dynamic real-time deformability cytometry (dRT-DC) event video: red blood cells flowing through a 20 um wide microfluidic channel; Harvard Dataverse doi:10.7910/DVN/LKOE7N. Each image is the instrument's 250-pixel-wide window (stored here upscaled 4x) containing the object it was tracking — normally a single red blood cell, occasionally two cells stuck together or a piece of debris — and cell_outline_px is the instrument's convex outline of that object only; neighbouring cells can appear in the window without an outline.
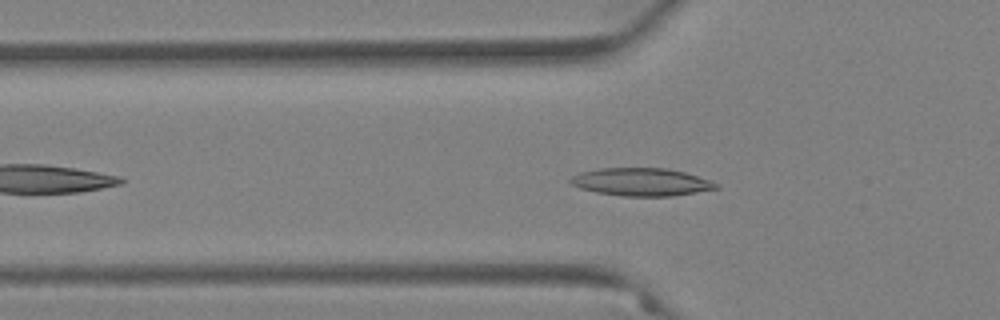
{"species": "Egyptian fruit bat (a non-hibernating species)", "species_latin": "Rousettus aegyptiacus", "temperature_condition": "warm", "stored_images_in_passage": 43, "camera_frame_rate_fps": 3000, "um_per_image_px": 0.085, "animal": {"sex": "female"}, "frame": {"image": 1, "passage_image": 4, "time_ms": 1.0, "image_size_px": [1000, 320], "cell_outline_px": [[720, 184], [716, 188], [672, 196], [620, 196], [596, 192], [580, 188], [572, 184], [568, 180], [572, 176], [580, 172], [600, 168], [664, 168], [684, 172]], "centroid_in_image_um": [54.45, 15.46], "position_along_channel_um": 71.4, "area_um2": 23.35}}
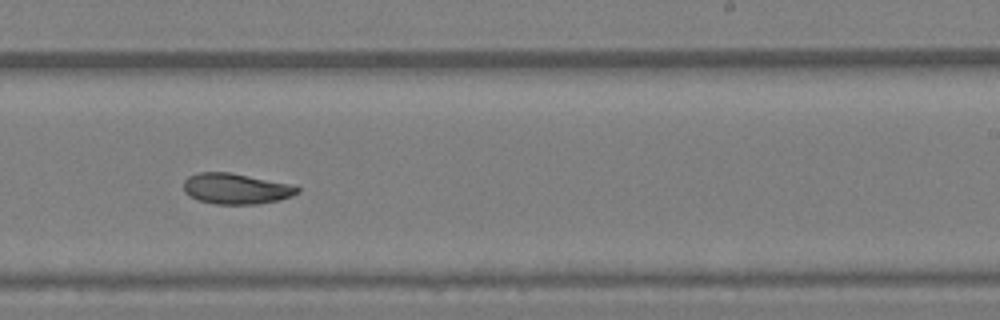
{"frame": {"image": 2, "passage_image": 21, "time_ms": 6.667, "image_size_px": [1000, 320], "cell_outline_px": [[300, 192], [292, 196], [280, 200], [260, 204], [216, 204], [200, 200], [184, 192], [184, 180], [188, 176], [196, 172], [228, 172], [296, 184], [300, 188]], "centroid_in_image_um": [20.13, 16.03], "position_along_channel_um": 268.9, "area_um2": 20.63}}
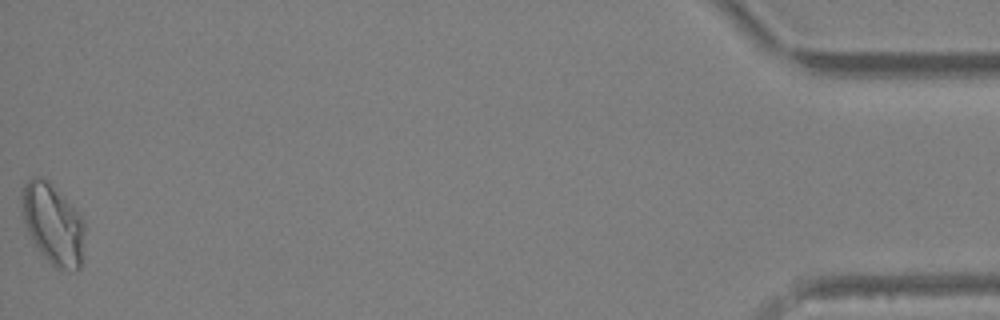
{"frame": {"image": 3, "passage_image": 43, "time_ms": 14.0, "image_size_px": [1000, 320], "cell_outline_px": [[84, 232], [80, 268], [76, 272], [56, 268], [40, 252], [32, 240], [24, 224], [20, 196], [20, 188], [32, 176], [40, 176], [48, 180], [72, 204], [84, 220]], "centroid_in_image_um": [4.48, 19.0], "position_along_channel_um": 430.7, "area_um2": 29.88}, "authors_computed_cell_mechanics": {"area_um2": 21.2704, "velocity_mm_per_s": 3.4944, "shape_relaxation_time_tau1_ms": 7.8054, "shape_relaxation_time_tau2_ms": 5.766, "deformation_change_tau1": 0.1996, "deformation_change_tau2": 0.1029}}